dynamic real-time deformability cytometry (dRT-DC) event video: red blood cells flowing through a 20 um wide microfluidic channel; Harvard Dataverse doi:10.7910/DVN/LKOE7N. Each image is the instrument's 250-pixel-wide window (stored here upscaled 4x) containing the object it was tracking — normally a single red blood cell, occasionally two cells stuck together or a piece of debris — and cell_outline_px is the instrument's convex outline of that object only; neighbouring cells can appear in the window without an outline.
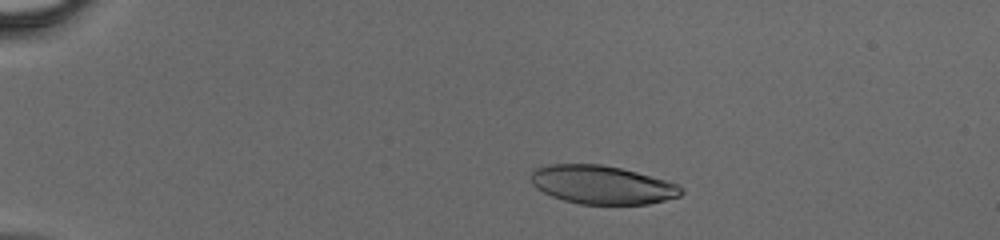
{"species": "human", "species_latin": "Homo sapiens", "temperature_condition": "cold", "stored_images_in_passage": 36, "camera_frame_rate_fps": 3000, "um_per_image_px": 0.085, "donor": {"sex": "male"}, "frame": {"image": 1, "passage_image": 6, "time_ms": 1.667, "image_size_px": [1000, 240], "cell_outline_px": [[684, 192], [680, 196], [648, 204], [580, 204], [564, 200], [552, 196], [536, 188], [532, 184], [528, 176], [532, 168], [548, 164], [600, 164], [620, 168], [668, 180], [684, 188]], "centroid_in_image_um": [51.14, 15.7], "position_along_channel_um": 33.9, "area_um2": 33.99}}
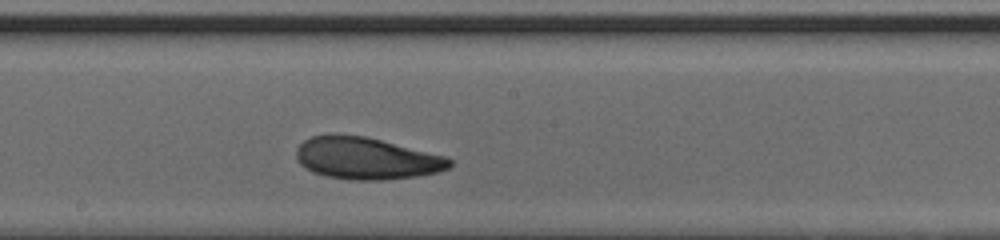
{"frame": {"image": 2, "passage_image": 24, "time_ms": 7.667, "image_size_px": [1000, 240], "cell_outline_px": [[452, 164], [448, 168], [440, 172], [416, 176], [384, 180], [352, 180], [324, 176], [312, 172], [300, 164], [296, 160], [296, 148], [304, 140], [312, 136], [328, 132], [336, 132], [364, 136], [448, 156], [452, 160]], "centroid_in_image_um": [31.11, 13.44], "position_along_channel_um": 217.1, "area_um2": 38.21}}
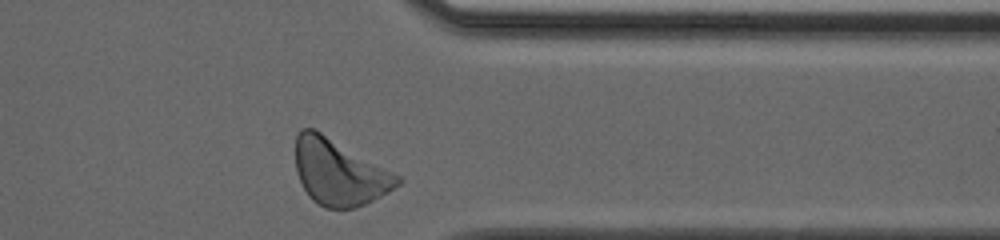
{"frame": {"image": 3, "passage_image": 36, "time_ms": 11.667, "image_size_px": [1000, 240], "cell_outline_px": [[404, 180], [400, 184], [388, 192], [356, 208], [324, 208], [312, 200], [308, 196], [296, 172], [296, 136], [300, 128], [312, 128], [320, 132], [400, 176]], "centroid_in_image_um": [28.81, 14.66], "position_along_channel_um": 382.6, "area_um2": 38.67}}